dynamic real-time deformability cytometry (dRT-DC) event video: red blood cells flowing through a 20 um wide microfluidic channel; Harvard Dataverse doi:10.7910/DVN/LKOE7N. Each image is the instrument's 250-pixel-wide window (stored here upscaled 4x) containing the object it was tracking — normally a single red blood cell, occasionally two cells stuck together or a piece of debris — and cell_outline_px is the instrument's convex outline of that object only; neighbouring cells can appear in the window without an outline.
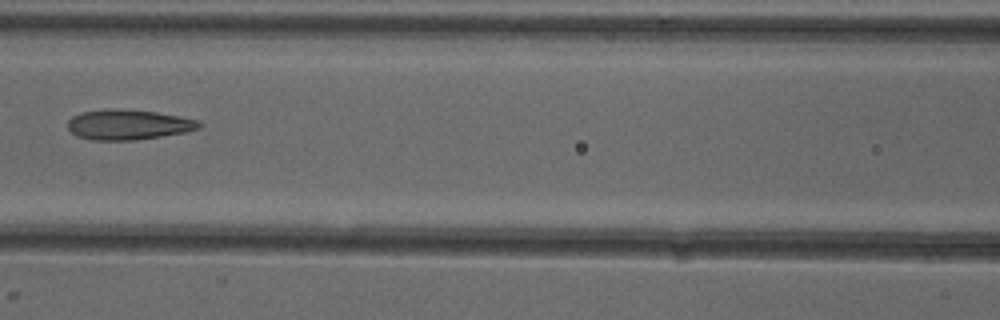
{"species": "common noctule bat (a hibernating species)", "species_latin": "Nyctalus noctula", "temperature_condition": "cold", "stored_images_in_passage": 4, "camera_frame_rate_fps": 3000, "um_per_image_px": 0.085, "animal": {"sex": "female"}, "frame": {"image": 1, "passage_image": 4, "time_ms": 3.667, "image_size_px": [1000, 320], "cell_outline_px": [[204, 124], [200, 128], [184, 132], [160, 136], [132, 140], [92, 140], [76, 136], [68, 128], [68, 120], [72, 116], [80, 112], [156, 112], [200, 120]], "centroid_in_image_um": [10.95, 10.65], "position_along_channel_um": 155.6, "area_um2": 21.96}}